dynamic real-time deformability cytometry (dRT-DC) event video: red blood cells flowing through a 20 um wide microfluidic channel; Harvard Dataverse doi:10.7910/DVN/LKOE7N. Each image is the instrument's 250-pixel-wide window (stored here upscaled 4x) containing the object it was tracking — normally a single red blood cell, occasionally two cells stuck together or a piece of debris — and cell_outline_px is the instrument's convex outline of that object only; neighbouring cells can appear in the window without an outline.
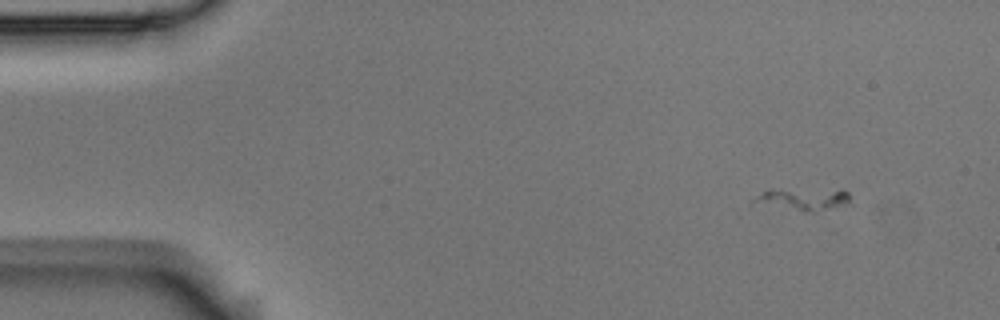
{"species": "Egyptian fruit bat (a non-hibernating species)", "species_latin": "Rousettus aegyptiacus", "temperature_condition": "room temperature", "stored_images_in_passage": 4, "camera_frame_rate_fps": 3000, "um_per_image_px": 0.085, "animal": {"sex": "male"}, "frame": {"image": 1, "passage_image": 1, "time_ms": 0.0, "image_size_px": [1000, 320], "cell_outline_px": [[852, 204], [804, 212], [748, 204], [756, 196], [764, 192], [848, 192]], "centroid_in_image_um": [68.17, 17.04], "position_along_channel_um": 16.8, "area_um2": 11.27}}